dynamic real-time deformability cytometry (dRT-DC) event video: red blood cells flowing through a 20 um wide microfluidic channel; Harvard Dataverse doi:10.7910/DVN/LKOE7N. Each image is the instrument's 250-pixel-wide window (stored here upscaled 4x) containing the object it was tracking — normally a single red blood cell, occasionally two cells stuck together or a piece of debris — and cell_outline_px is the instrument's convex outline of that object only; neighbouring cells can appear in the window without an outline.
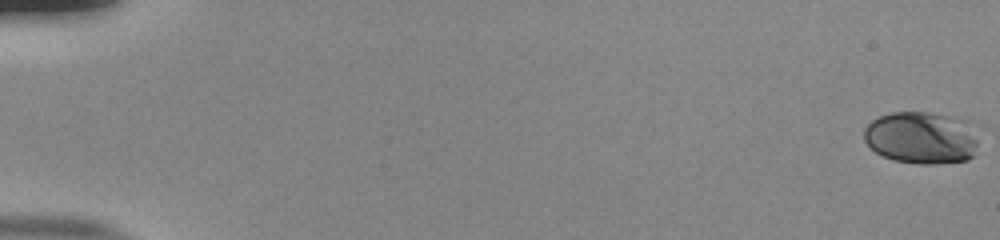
{"species": "human", "species_latin": "Homo sapiens", "temperature_condition": "room temperature", "stored_images_in_passage": 56, "camera_frame_rate_fps": 3000, "um_per_image_px": 0.085, "donor": {"sex": "male"}, "frame": {"image": 1, "passage_image": 1, "time_ms": 0.0, "image_size_px": [1000, 240], "cell_outline_px": [[976, 156], [968, 160], [936, 164], [920, 164], [892, 160], [876, 152], [864, 140], [864, 128], [872, 120], [880, 116], [892, 112], [928, 112], [968, 120], [976, 140]], "centroid_in_image_um": [78.32, 11.72], "position_along_channel_um": 6.7, "area_um2": 34.97}}
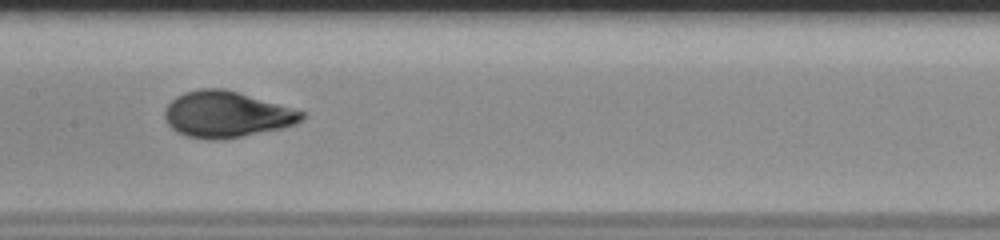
{"frame": {"image": 2, "passage_image": 30, "time_ms": 9.667, "image_size_px": [1000, 240], "cell_outline_px": [[304, 116], [296, 124], [280, 128], [220, 140], [208, 140], [188, 136], [176, 132], [164, 120], [164, 112], [168, 104], [176, 96], [184, 92], [200, 88], [224, 88], [304, 112]], "centroid_in_image_um": [19.18, 9.72], "position_along_channel_um": 188.2, "area_um2": 36.41}}
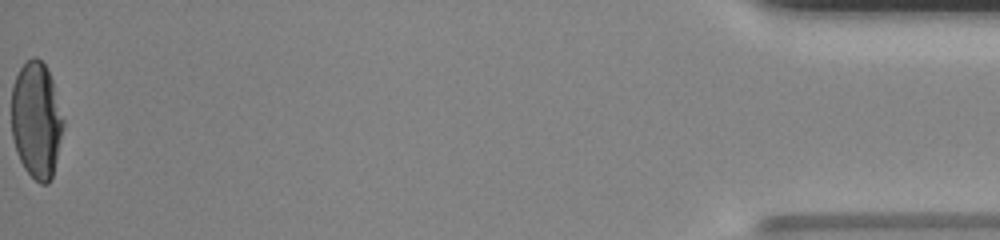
{"frame": {"image": 3, "passage_image": 56, "time_ms": 18.333, "image_size_px": [1000, 240], "cell_outline_px": [[64, 124], [56, 160], [52, 176], [48, 184], [40, 184], [24, 168], [16, 152], [12, 136], [12, 88], [16, 76], [20, 68], [32, 56], [36, 56], [44, 64], [52, 80], [64, 120]], "centroid_in_image_um": [3.09, 10.21], "position_along_channel_um": 432.1, "area_um2": 34.91}, "authors_computed_cell_mechanics": {"area_um2": 35.4314, "velocity_mm_per_s": 3.8422, "shape_relaxation_time_tau1_ms": 5.8844, "shape_relaxation_time_tau2_ms": null, "deformation_change_tau1": 0.2363, "deformation_change_tau2": null}}